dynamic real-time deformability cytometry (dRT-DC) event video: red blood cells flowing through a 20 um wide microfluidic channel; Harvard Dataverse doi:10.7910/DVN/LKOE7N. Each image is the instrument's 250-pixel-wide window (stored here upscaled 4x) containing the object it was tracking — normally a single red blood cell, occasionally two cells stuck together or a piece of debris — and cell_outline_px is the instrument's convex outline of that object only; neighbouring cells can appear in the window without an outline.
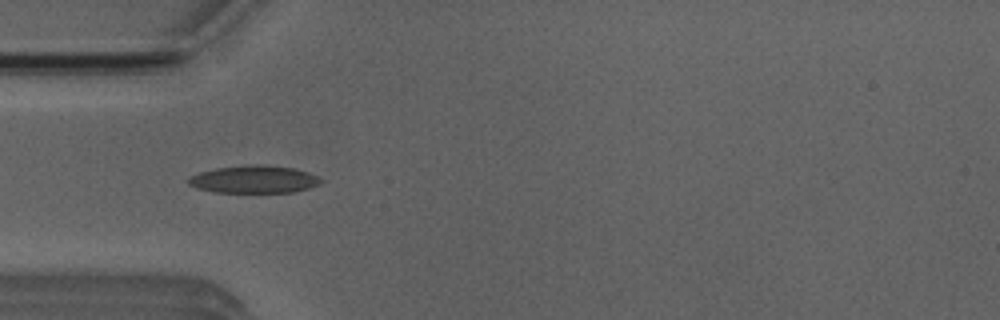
{"species": "Egyptian fruit bat (a non-hibernating species)", "species_latin": "Rousettus aegyptiacus", "temperature_condition": "room temperature", "stored_images_in_passage": 39, "camera_frame_rate_fps": 3000, "um_per_image_px": 0.085, "animal": {"sex": "male"}, "frame": {"image": 1, "passage_image": 3, "time_ms": 0.667, "image_size_px": [1000, 320], "cell_outline_px": [[324, 180], [320, 184], [308, 188], [292, 192], [216, 192], [196, 188], [188, 184], [188, 176], [200, 172], [216, 168], [252, 164], [260, 164], [292, 168], [308, 172]], "centroid_in_image_um": [21.57, 15.24], "position_along_channel_um": 63.4, "area_um2": 21.21}}
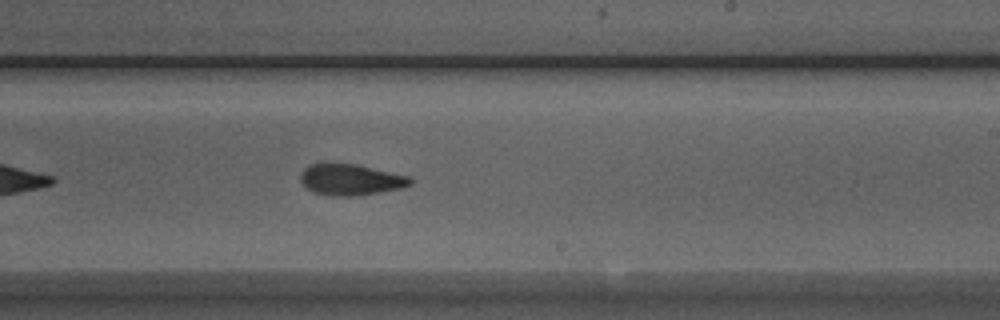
{"frame": {"image": 2, "passage_image": 18, "time_ms": 5.667, "image_size_px": [1000, 320], "cell_outline_px": [[412, 184], [400, 188], [380, 192], [352, 196], [332, 196], [312, 192], [300, 180], [300, 172], [308, 164], [320, 160], [332, 160], [356, 164], [412, 176]], "centroid_in_image_um": [29.74, 15.21], "position_along_channel_um": 259.3, "area_um2": 20.81}}
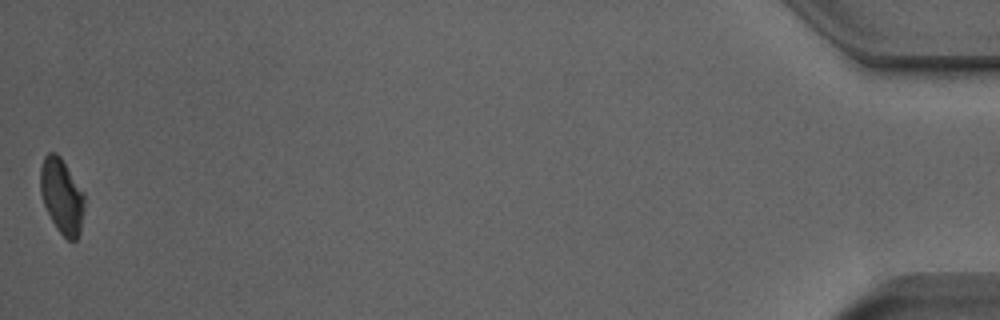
{"frame": {"image": 3, "passage_image": 39, "time_ms": 12.667, "image_size_px": [1000, 320], "cell_outline_px": [[84, 208], [80, 232], [76, 240], [68, 240], [56, 228], [44, 204], [40, 192], [40, 168], [44, 156], [48, 152], [56, 152], [60, 156], [84, 192]], "centroid_in_image_um": [5.25, 16.64], "position_along_channel_um": 430.0, "area_um2": 19.25}, "authors_computed_cell_mechanics": {"area_um2": 20.4612, "velocity_mm_per_s": 3.9265, "shape_relaxation_time_tau1_ms": 4.8684, "shape_relaxation_time_tau2_ms": 3.9458, "deformation_change_tau1": 0.1345, "deformation_change_tau2": 0.1156}}